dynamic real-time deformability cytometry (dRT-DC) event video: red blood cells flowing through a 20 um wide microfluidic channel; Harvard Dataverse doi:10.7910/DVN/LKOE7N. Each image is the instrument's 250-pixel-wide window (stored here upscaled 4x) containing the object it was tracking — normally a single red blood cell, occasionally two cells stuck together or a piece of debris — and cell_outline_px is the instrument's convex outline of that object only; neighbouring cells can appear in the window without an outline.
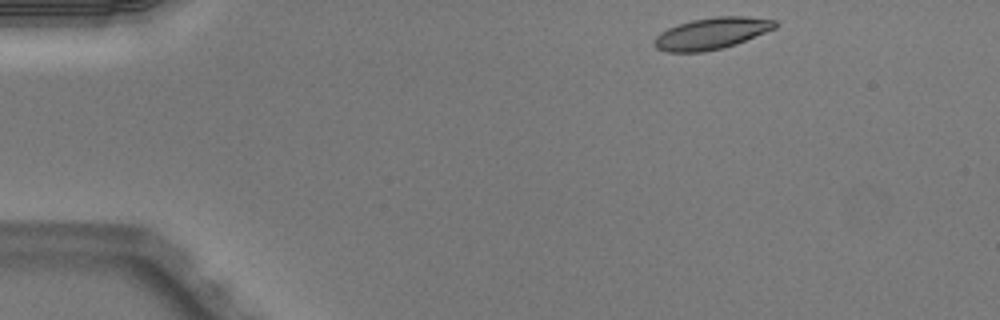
{"species": "Egyptian fruit bat (a non-hibernating species)", "species_latin": "Rousettus aegyptiacus", "temperature_condition": "warm", "stored_images_in_passage": 44, "camera_frame_rate_fps": 3000, "um_per_image_px": 0.085, "animal": {"sex": "male"}, "frame": {"image": 1, "passage_image": 1, "time_ms": 0.0, "image_size_px": [1000, 320], "cell_outline_px": [[776, 28], [736, 44], [704, 52], [668, 52], [656, 48], [652, 44], [652, 40], [660, 32], [668, 28], [692, 20], [716, 16], [748, 16], [776, 20]], "centroid_in_image_um": [60.47, 2.84], "position_along_channel_um": 24.5, "area_um2": 22.25}}
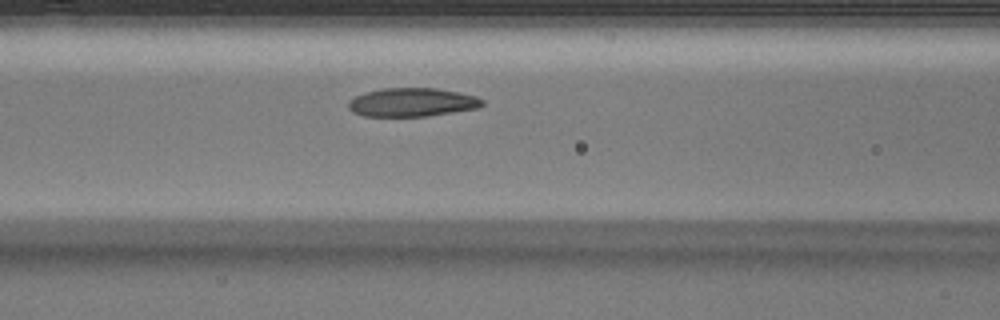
{"frame": {"image": 2, "passage_image": 15, "time_ms": 4.667, "image_size_px": [1000, 320], "cell_outline_px": [[484, 104], [480, 108], [428, 116], [364, 116], [352, 112], [348, 108], [348, 100], [364, 92], [384, 88], [436, 88], [460, 92], [476, 96], [484, 100]], "centroid_in_image_um": [35.04, 8.69], "position_along_channel_um": 131.6, "area_um2": 22.54}}
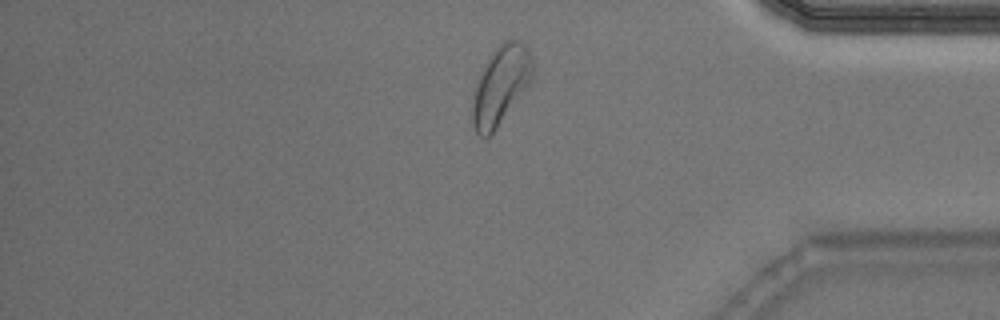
{"frame": {"image": 3, "passage_image": 36, "time_ms": 11.667, "image_size_px": [1000, 320], "cell_outline_px": [[532, 76], [528, 88], [496, 128], [488, 136], [480, 136], [476, 132], [472, 124], [472, 100], [476, 84], [480, 72], [488, 56], [504, 40], [516, 40], [524, 44], [528, 48], [532, 60]], "centroid_in_image_um": [42.55, 7.24], "position_along_channel_um": 392.7, "area_um2": 27.46}, "authors_computed_cell_mechanics": {"area_um2": 23.0333, "velocity_mm_per_s": 4.0272, "shape_relaxation_time_tau1_ms": 3.9377, "shape_relaxation_time_tau2_ms": 2.9274, "deformation_change_tau1": 0.1431, "deformation_change_tau2": 0.0888}}